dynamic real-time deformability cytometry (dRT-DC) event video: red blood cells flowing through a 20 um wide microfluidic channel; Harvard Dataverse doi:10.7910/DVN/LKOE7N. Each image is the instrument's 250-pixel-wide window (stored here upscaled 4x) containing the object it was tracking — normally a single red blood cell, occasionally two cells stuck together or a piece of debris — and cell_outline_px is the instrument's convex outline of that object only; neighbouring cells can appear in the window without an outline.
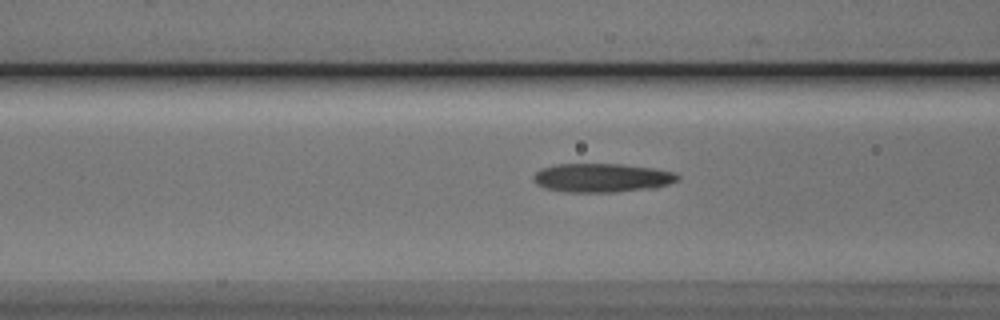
{"species": "Egyptian fruit bat (a non-hibernating species)", "species_latin": "Rousettus aegyptiacus", "temperature_condition": "cold", "stored_images_in_passage": 41, "segment_of_instrument_passage": [1, 2], "camera_frame_rate_fps": 3000, "um_per_image_px": 0.085, "animal": {"sex": "male"}, "frame": {"image": 1, "passage_image": 8, "time_ms": 2.333, "image_size_px": [1000, 320], "cell_outline_px": [[680, 180], [656, 188], [616, 192], [564, 192], [544, 188], [536, 184], [532, 180], [532, 176], [540, 168], [556, 164], [620, 164], [656, 168], [676, 172], [680, 176]], "centroid_in_image_um": [51.18, 15.11], "position_along_channel_um": 115.4, "area_um2": 24.68}}
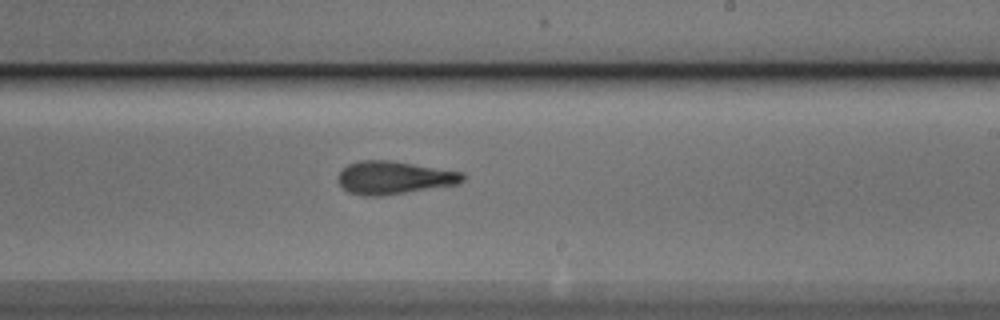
{"frame": {"image": 2, "passage_image": 19, "time_ms": 6.0, "image_size_px": [1000, 320], "cell_outline_px": [[468, 176], [460, 184], [380, 196], [360, 196], [348, 192], [336, 180], [340, 172], [348, 164], [360, 160], [392, 160], [464, 172]], "centroid_in_image_um": [33.53, 15.1], "position_along_channel_um": 255.5, "area_um2": 24.28}}
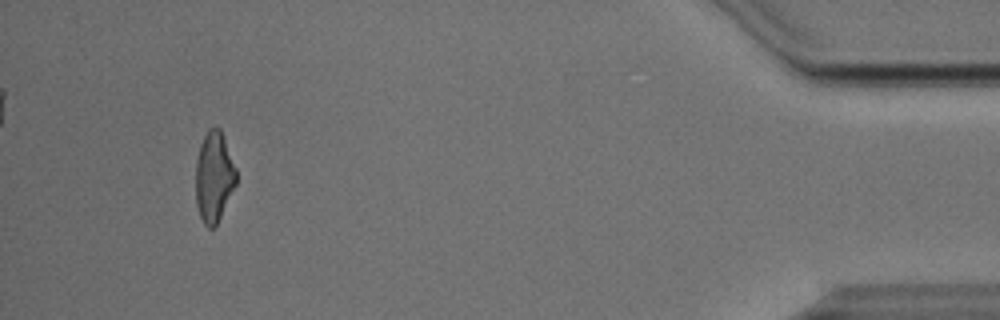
{"frame": {"image": 3, "passage_image": 37, "time_ms": 12.0, "image_size_px": [1000, 320], "cell_outline_px": [[236, 184], [216, 224], [212, 228], [208, 228], [204, 224], [200, 216], [196, 204], [196, 160], [200, 144], [208, 128], [220, 128], [236, 168]], "centroid_in_image_um": [18.17, 15.02], "position_along_channel_um": 417.0, "area_um2": 21.1}}